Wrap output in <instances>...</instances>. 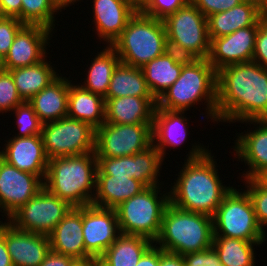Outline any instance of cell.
Listing matches in <instances>:
<instances>
[{
  "mask_svg": "<svg viewBox=\"0 0 267 266\" xmlns=\"http://www.w3.org/2000/svg\"><path fill=\"white\" fill-rule=\"evenodd\" d=\"M189 59L169 49L141 68L150 92L156 100L179 78L183 65Z\"/></svg>",
  "mask_w": 267,
  "mask_h": 266,
  "instance_id": "cell-26",
  "label": "cell"
},
{
  "mask_svg": "<svg viewBox=\"0 0 267 266\" xmlns=\"http://www.w3.org/2000/svg\"><path fill=\"white\" fill-rule=\"evenodd\" d=\"M105 99V122L112 124H152L157 105L154 97L125 96Z\"/></svg>",
  "mask_w": 267,
  "mask_h": 266,
  "instance_id": "cell-25",
  "label": "cell"
},
{
  "mask_svg": "<svg viewBox=\"0 0 267 266\" xmlns=\"http://www.w3.org/2000/svg\"><path fill=\"white\" fill-rule=\"evenodd\" d=\"M92 3L96 34L106 45H112L138 10L131 0H93Z\"/></svg>",
  "mask_w": 267,
  "mask_h": 266,
  "instance_id": "cell-21",
  "label": "cell"
},
{
  "mask_svg": "<svg viewBox=\"0 0 267 266\" xmlns=\"http://www.w3.org/2000/svg\"><path fill=\"white\" fill-rule=\"evenodd\" d=\"M168 47L193 59H208L210 38L207 17L190 1L164 20Z\"/></svg>",
  "mask_w": 267,
  "mask_h": 266,
  "instance_id": "cell-8",
  "label": "cell"
},
{
  "mask_svg": "<svg viewBox=\"0 0 267 266\" xmlns=\"http://www.w3.org/2000/svg\"><path fill=\"white\" fill-rule=\"evenodd\" d=\"M267 119V69L253 61L217 71V122Z\"/></svg>",
  "mask_w": 267,
  "mask_h": 266,
  "instance_id": "cell-1",
  "label": "cell"
},
{
  "mask_svg": "<svg viewBox=\"0 0 267 266\" xmlns=\"http://www.w3.org/2000/svg\"><path fill=\"white\" fill-rule=\"evenodd\" d=\"M146 187L134 178L97 174L92 205L115 209Z\"/></svg>",
  "mask_w": 267,
  "mask_h": 266,
  "instance_id": "cell-28",
  "label": "cell"
},
{
  "mask_svg": "<svg viewBox=\"0 0 267 266\" xmlns=\"http://www.w3.org/2000/svg\"><path fill=\"white\" fill-rule=\"evenodd\" d=\"M189 2L190 0H146L138 10L147 16L164 20Z\"/></svg>",
  "mask_w": 267,
  "mask_h": 266,
  "instance_id": "cell-39",
  "label": "cell"
},
{
  "mask_svg": "<svg viewBox=\"0 0 267 266\" xmlns=\"http://www.w3.org/2000/svg\"><path fill=\"white\" fill-rule=\"evenodd\" d=\"M24 25L15 17H2L0 19V54L4 57L8 54L18 31Z\"/></svg>",
  "mask_w": 267,
  "mask_h": 266,
  "instance_id": "cell-40",
  "label": "cell"
},
{
  "mask_svg": "<svg viewBox=\"0 0 267 266\" xmlns=\"http://www.w3.org/2000/svg\"><path fill=\"white\" fill-rule=\"evenodd\" d=\"M82 207H73L48 235L51 250L77 260L92 258L85 250Z\"/></svg>",
  "mask_w": 267,
  "mask_h": 266,
  "instance_id": "cell-22",
  "label": "cell"
},
{
  "mask_svg": "<svg viewBox=\"0 0 267 266\" xmlns=\"http://www.w3.org/2000/svg\"><path fill=\"white\" fill-rule=\"evenodd\" d=\"M111 46L121 63L142 68L169 50L164 21L137 10Z\"/></svg>",
  "mask_w": 267,
  "mask_h": 266,
  "instance_id": "cell-6",
  "label": "cell"
},
{
  "mask_svg": "<svg viewBox=\"0 0 267 266\" xmlns=\"http://www.w3.org/2000/svg\"><path fill=\"white\" fill-rule=\"evenodd\" d=\"M244 122L254 124V128L257 126L255 130L245 131V134L239 133L233 147L235 157L249 166V170L241 175L245 180L257 178L267 169V119L247 120L242 123Z\"/></svg>",
  "mask_w": 267,
  "mask_h": 266,
  "instance_id": "cell-20",
  "label": "cell"
},
{
  "mask_svg": "<svg viewBox=\"0 0 267 266\" xmlns=\"http://www.w3.org/2000/svg\"><path fill=\"white\" fill-rule=\"evenodd\" d=\"M246 181V182H245ZM245 191L248 193L260 227L265 231L267 226V185L258 178L245 179Z\"/></svg>",
  "mask_w": 267,
  "mask_h": 266,
  "instance_id": "cell-37",
  "label": "cell"
},
{
  "mask_svg": "<svg viewBox=\"0 0 267 266\" xmlns=\"http://www.w3.org/2000/svg\"><path fill=\"white\" fill-rule=\"evenodd\" d=\"M67 117L88 123L94 129L105 122V99L79 84L70 83Z\"/></svg>",
  "mask_w": 267,
  "mask_h": 266,
  "instance_id": "cell-29",
  "label": "cell"
},
{
  "mask_svg": "<svg viewBox=\"0 0 267 266\" xmlns=\"http://www.w3.org/2000/svg\"><path fill=\"white\" fill-rule=\"evenodd\" d=\"M96 158L97 174L134 178L145 187L161 186L158 178L164 159L153 144L131 156Z\"/></svg>",
  "mask_w": 267,
  "mask_h": 266,
  "instance_id": "cell-13",
  "label": "cell"
},
{
  "mask_svg": "<svg viewBox=\"0 0 267 266\" xmlns=\"http://www.w3.org/2000/svg\"><path fill=\"white\" fill-rule=\"evenodd\" d=\"M184 114L185 111H170L155 107L152 122V144L163 159L166 157L167 148H177L187 140L189 120Z\"/></svg>",
  "mask_w": 267,
  "mask_h": 266,
  "instance_id": "cell-24",
  "label": "cell"
},
{
  "mask_svg": "<svg viewBox=\"0 0 267 266\" xmlns=\"http://www.w3.org/2000/svg\"><path fill=\"white\" fill-rule=\"evenodd\" d=\"M11 137L6 140L0 157L17 169L37 175L43 182L48 161L41 135Z\"/></svg>",
  "mask_w": 267,
  "mask_h": 266,
  "instance_id": "cell-19",
  "label": "cell"
},
{
  "mask_svg": "<svg viewBox=\"0 0 267 266\" xmlns=\"http://www.w3.org/2000/svg\"><path fill=\"white\" fill-rule=\"evenodd\" d=\"M206 17L229 10L244 0H190Z\"/></svg>",
  "mask_w": 267,
  "mask_h": 266,
  "instance_id": "cell-43",
  "label": "cell"
},
{
  "mask_svg": "<svg viewBox=\"0 0 267 266\" xmlns=\"http://www.w3.org/2000/svg\"><path fill=\"white\" fill-rule=\"evenodd\" d=\"M6 71L5 57L0 54V72Z\"/></svg>",
  "mask_w": 267,
  "mask_h": 266,
  "instance_id": "cell-53",
  "label": "cell"
},
{
  "mask_svg": "<svg viewBox=\"0 0 267 266\" xmlns=\"http://www.w3.org/2000/svg\"><path fill=\"white\" fill-rule=\"evenodd\" d=\"M161 248L153 243L141 256L136 266H159Z\"/></svg>",
  "mask_w": 267,
  "mask_h": 266,
  "instance_id": "cell-45",
  "label": "cell"
},
{
  "mask_svg": "<svg viewBox=\"0 0 267 266\" xmlns=\"http://www.w3.org/2000/svg\"><path fill=\"white\" fill-rule=\"evenodd\" d=\"M49 62L45 58L35 65L9 70L23 101L28 102L59 76Z\"/></svg>",
  "mask_w": 267,
  "mask_h": 266,
  "instance_id": "cell-30",
  "label": "cell"
},
{
  "mask_svg": "<svg viewBox=\"0 0 267 266\" xmlns=\"http://www.w3.org/2000/svg\"><path fill=\"white\" fill-rule=\"evenodd\" d=\"M263 242H250L239 238L214 236L212 247L222 266H255V248Z\"/></svg>",
  "mask_w": 267,
  "mask_h": 266,
  "instance_id": "cell-34",
  "label": "cell"
},
{
  "mask_svg": "<svg viewBox=\"0 0 267 266\" xmlns=\"http://www.w3.org/2000/svg\"><path fill=\"white\" fill-rule=\"evenodd\" d=\"M267 12L256 0H244L235 7L207 17L210 41L232 34L238 29L254 26Z\"/></svg>",
  "mask_w": 267,
  "mask_h": 266,
  "instance_id": "cell-23",
  "label": "cell"
},
{
  "mask_svg": "<svg viewBox=\"0 0 267 266\" xmlns=\"http://www.w3.org/2000/svg\"><path fill=\"white\" fill-rule=\"evenodd\" d=\"M182 256L186 266H222V262L213 247Z\"/></svg>",
  "mask_w": 267,
  "mask_h": 266,
  "instance_id": "cell-42",
  "label": "cell"
},
{
  "mask_svg": "<svg viewBox=\"0 0 267 266\" xmlns=\"http://www.w3.org/2000/svg\"><path fill=\"white\" fill-rule=\"evenodd\" d=\"M93 266H110L101 257H93Z\"/></svg>",
  "mask_w": 267,
  "mask_h": 266,
  "instance_id": "cell-51",
  "label": "cell"
},
{
  "mask_svg": "<svg viewBox=\"0 0 267 266\" xmlns=\"http://www.w3.org/2000/svg\"><path fill=\"white\" fill-rule=\"evenodd\" d=\"M258 1L264 8L267 9V0H256Z\"/></svg>",
  "mask_w": 267,
  "mask_h": 266,
  "instance_id": "cell-55",
  "label": "cell"
},
{
  "mask_svg": "<svg viewBox=\"0 0 267 266\" xmlns=\"http://www.w3.org/2000/svg\"><path fill=\"white\" fill-rule=\"evenodd\" d=\"M203 99V100H202ZM207 103L206 117L216 121L217 71L208 59L190 58L182 67L179 78L157 100V108L187 111L195 104Z\"/></svg>",
  "mask_w": 267,
  "mask_h": 266,
  "instance_id": "cell-3",
  "label": "cell"
},
{
  "mask_svg": "<svg viewBox=\"0 0 267 266\" xmlns=\"http://www.w3.org/2000/svg\"><path fill=\"white\" fill-rule=\"evenodd\" d=\"M10 71L0 72V113H7L23 103Z\"/></svg>",
  "mask_w": 267,
  "mask_h": 266,
  "instance_id": "cell-38",
  "label": "cell"
},
{
  "mask_svg": "<svg viewBox=\"0 0 267 266\" xmlns=\"http://www.w3.org/2000/svg\"><path fill=\"white\" fill-rule=\"evenodd\" d=\"M152 145V124H112L96 129V157L117 158L137 154Z\"/></svg>",
  "mask_w": 267,
  "mask_h": 266,
  "instance_id": "cell-12",
  "label": "cell"
},
{
  "mask_svg": "<svg viewBox=\"0 0 267 266\" xmlns=\"http://www.w3.org/2000/svg\"><path fill=\"white\" fill-rule=\"evenodd\" d=\"M22 0H0V11L3 17H15L21 21Z\"/></svg>",
  "mask_w": 267,
  "mask_h": 266,
  "instance_id": "cell-46",
  "label": "cell"
},
{
  "mask_svg": "<svg viewBox=\"0 0 267 266\" xmlns=\"http://www.w3.org/2000/svg\"><path fill=\"white\" fill-rule=\"evenodd\" d=\"M0 221V234L5 239L13 266H39L51 250L49 237L16 229Z\"/></svg>",
  "mask_w": 267,
  "mask_h": 266,
  "instance_id": "cell-16",
  "label": "cell"
},
{
  "mask_svg": "<svg viewBox=\"0 0 267 266\" xmlns=\"http://www.w3.org/2000/svg\"><path fill=\"white\" fill-rule=\"evenodd\" d=\"M153 243L143 236L121 233L101 258L110 266H136Z\"/></svg>",
  "mask_w": 267,
  "mask_h": 266,
  "instance_id": "cell-33",
  "label": "cell"
},
{
  "mask_svg": "<svg viewBox=\"0 0 267 266\" xmlns=\"http://www.w3.org/2000/svg\"><path fill=\"white\" fill-rule=\"evenodd\" d=\"M188 154L169 191L170 203L179 209L212 217L233 187L223 185L211 150L196 144Z\"/></svg>",
  "mask_w": 267,
  "mask_h": 266,
  "instance_id": "cell-2",
  "label": "cell"
},
{
  "mask_svg": "<svg viewBox=\"0 0 267 266\" xmlns=\"http://www.w3.org/2000/svg\"><path fill=\"white\" fill-rule=\"evenodd\" d=\"M262 183L267 185V169H265L258 177Z\"/></svg>",
  "mask_w": 267,
  "mask_h": 266,
  "instance_id": "cell-52",
  "label": "cell"
},
{
  "mask_svg": "<svg viewBox=\"0 0 267 266\" xmlns=\"http://www.w3.org/2000/svg\"><path fill=\"white\" fill-rule=\"evenodd\" d=\"M239 191L233 187L212 216L214 236L265 243L266 231L257 222L251 199L246 191Z\"/></svg>",
  "mask_w": 267,
  "mask_h": 266,
  "instance_id": "cell-9",
  "label": "cell"
},
{
  "mask_svg": "<svg viewBox=\"0 0 267 266\" xmlns=\"http://www.w3.org/2000/svg\"><path fill=\"white\" fill-rule=\"evenodd\" d=\"M55 3L61 8L66 10V7L71 6L72 4L79 2L80 0H54ZM72 3V4H71Z\"/></svg>",
  "mask_w": 267,
  "mask_h": 266,
  "instance_id": "cell-49",
  "label": "cell"
},
{
  "mask_svg": "<svg viewBox=\"0 0 267 266\" xmlns=\"http://www.w3.org/2000/svg\"><path fill=\"white\" fill-rule=\"evenodd\" d=\"M138 8L146 1V0H131Z\"/></svg>",
  "mask_w": 267,
  "mask_h": 266,
  "instance_id": "cell-54",
  "label": "cell"
},
{
  "mask_svg": "<svg viewBox=\"0 0 267 266\" xmlns=\"http://www.w3.org/2000/svg\"><path fill=\"white\" fill-rule=\"evenodd\" d=\"M62 11L54 0H22L21 22L27 25H41L55 30L56 12Z\"/></svg>",
  "mask_w": 267,
  "mask_h": 266,
  "instance_id": "cell-35",
  "label": "cell"
},
{
  "mask_svg": "<svg viewBox=\"0 0 267 266\" xmlns=\"http://www.w3.org/2000/svg\"><path fill=\"white\" fill-rule=\"evenodd\" d=\"M97 53L87 69L86 75H88L84 78V83H79V85L92 93L105 97L112 73L120 63V59L111 45H106V48L100 52L97 51Z\"/></svg>",
  "mask_w": 267,
  "mask_h": 266,
  "instance_id": "cell-31",
  "label": "cell"
},
{
  "mask_svg": "<svg viewBox=\"0 0 267 266\" xmlns=\"http://www.w3.org/2000/svg\"><path fill=\"white\" fill-rule=\"evenodd\" d=\"M259 21L250 27L236 30L232 34L213 38L210 42L208 61L218 71L231 64L251 62Z\"/></svg>",
  "mask_w": 267,
  "mask_h": 266,
  "instance_id": "cell-17",
  "label": "cell"
},
{
  "mask_svg": "<svg viewBox=\"0 0 267 266\" xmlns=\"http://www.w3.org/2000/svg\"><path fill=\"white\" fill-rule=\"evenodd\" d=\"M252 61L267 69V12L259 20Z\"/></svg>",
  "mask_w": 267,
  "mask_h": 266,
  "instance_id": "cell-41",
  "label": "cell"
},
{
  "mask_svg": "<svg viewBox=\"0 0 267 266\" xmlns=\"http://www.w3.org/2000/svg\"><path fill=\"white\" fill-rule=\"evenodd\" d=\"M83 239L91 257H101L121 234L115 209L82 206Z\"/></svg>",
  "mask_w": 267,
  "mask_h": 266,
  "instance_id": "cell-14",
  "label": "cell"
},
{
  "mask_svg": "<svg viewBox=\"0 0 267 266\" xmlns=\"http://www.w3.org/2000/svg\"><path fill=\"white\" fill-rule=\"evenodd\" d=\"M0 266H13L9 252L5 244V239L1 234H0Z\"/></svg>",
  "mask_w": 267,
  "mask_h": 266,
  "instance_id": "cell-48",
  "label": "cell"
},
{
  "mask_svg": "<svg viewBox=\"0 0 267 266\" xmlns=\"http://www.w3.org/2000/svg\"><path fill=\"white\" fill-rule=\"evenodd\" d=\"M71 81L59 75L28 101L43 124L67 117Z\"/></svg>",
  "mask_w": 267,
  "mask_h": 266,
  "instance_id": "cell-27",
  "label": "cell"
},
{
  "mask_svg": "<svg viewBox=\"0 0 267 266\" xmlns=\"http://www.w3.org/2000/svg\"><path fill=\"white\" fill-rule=\"evenodd\" d=\"M41 136L48 159L95 151L96 129L77 119L64 117L44 123Z\"/></svg>",
  "mask_w": 267,
  "mask_h": 266,
  "instance_id": "cell-10",
  "label": "cell"
},
{
  "mask_svg": "<svg viewBox=\"0 0 267 266\" xmlns=\"http://www.w3.org/2000/svg\"><path fill=\"white\" fill-rule=\"evenodd\" d=\"M43 181L29 172L21 171L0 157V212L8 219L42 188Z\"/></svg>",
  "mask_w": 267,
  "mask_h": 266,
  "instance_id": "cell-15",
  "label": "cell"
},
{
  "mask_svg": "<svg viewBox=\"0 0 267 266\" xmlns=\"http://www.w3.org/2000/svg\"><path fill=\"white\" fill-rule=\"evenodd\" d=\"M96 177L97 158L94 151L49 159L43 185L72 207H82L92 204Z\"/></svg>",
  "mask_w": 267,
  "mask_h": 266,
  "instance_id": "cell-4",
  "label": "cell"
},
{
  "mask_svg": "<svg viewBox=\"0 0 267 266\" xmlns=\"http://www.w3.org/2000/svg\"><path fill=\"white\" fill-rule=\"evenodd\" d=\"M73 207L43 188L9 218L16 229L49 235Z\"/></svg>",
  "mask_w": 267,
  "mask_h": 266,
  "instance_id": "cell-11",
  "label": "cell"
},
{
  "mask_svg": "<svg viewBox=\"0 0 267 266\" xmlns=\"http://www.w3.org/2000/svg\"><path fill=\"white\" fill-rule=\"evenodd\" d=\"M74 266H93V257L85 260H77Z\"/></svg>",
  "mask_w": 267,
  "mask_h": 266,
  "instance_id": "cell-50",
  "label": "cell"
},
{
  "mask_svg": "<svg viewBox=\"0 0 267 266\" xmlns=\"http://www.w3.org/2000/svg\"><path fill=\"white\" fill-rule=\"evenodd\" d=\"M77 259L50 250L39 266H74Z\"/></svg>",
  "mask_w": 267,
  "mask_h": 266,
  "instance_id": "cell-44",
  "label": "cell"
},
{
  "mask_svg": "<svg viewBox=\"0 0 267 266\" xmlns=\"http://www.w3.org/2000/svg\"><path fill=\"white\" fill-rule=\"evenodd\" d=\"M125 96L153 97L142 69L120 62L112 73L109 89L104 98Z\"/></svg>",
  "mask_w": 267,
  "mask_h": 266,
  "instance_id": "cell-32",
  "label": "cell"
},
{
  "mask_svg": "<svg viewBox=\"0 0 267 266\" xmlns=\"http://www.w3.org/2000/svg\"><path fill=\"white\" fill-rule=\"evenodd\" d=\"M13 114L16 116V125L19 129V134L14 137H29L32 135H41L43 123L40 121L33 106L24 101L13 109Z\"/></svg>",
  "mask_w": 267,
  "mask_h": 266,
  "instance_id": "cell-36",
  "label": "cell"
},
{
  "mask_svg": "<svg viewBox=\"0 0 267 266\" xmlns=\"http://www.w3.org/2000/svg\"><path fill=\"white\" fill-rule=\"evenodd\" d=\"M160 188L146 187L115 208L120 233L143 236L153 242L158 238L163 213L170 203L169 192L160 193Z\"/></svg>",
  "mask_w": 267,
  "mask_h": 266,
  "instance_id": "cell-7",
  "label": "cell"
},
{
  "mask_svg": "<svg viewBox=\"0 0 267 266\" xmlns=\"http://www.w3.org/2000/svg\"><path fill=\"white\" fill-rule=\"evenodd\" d=\"M159 266H186V265L182 255L172 252H167L161 248Z\"/></svg>",
  "mask_w": 267,
  "mask_h": 266,
  "instance_id": "cell-47",
  "label": "cell"
},
{
  "mask_svg": "<svg viewBox=\"0 0 267 266\" xmlns=\"http://www.w3.org/2000/svg\"><path fill=\"white\" fill-rule=\"evenodd\" d=\"M52 30L41 25L25 24L5 56L6 70L35 65L47 56Z\"/></svg>",
  "mask_w": 267,
  "mask_h": 266,
  "instance_id": "cell-18",
  "label": "cell"
},
{
  "mask_svg": "<svg viewBox=\"0 0 267 266\" xmlns=\"http://www.w3.org/2000/svg\"><path fill=\"white\" fill-rule=\"evenodd\" d=\"M214 237L212 217L167 205L161 230L154 241L164 251L185 255L212 247Z\"/></svg>",
  "mask_w": 267,
  "mask_h": 266,
  "instance_id": "cell-5",
  "label": "cell"
}]
</instances>
